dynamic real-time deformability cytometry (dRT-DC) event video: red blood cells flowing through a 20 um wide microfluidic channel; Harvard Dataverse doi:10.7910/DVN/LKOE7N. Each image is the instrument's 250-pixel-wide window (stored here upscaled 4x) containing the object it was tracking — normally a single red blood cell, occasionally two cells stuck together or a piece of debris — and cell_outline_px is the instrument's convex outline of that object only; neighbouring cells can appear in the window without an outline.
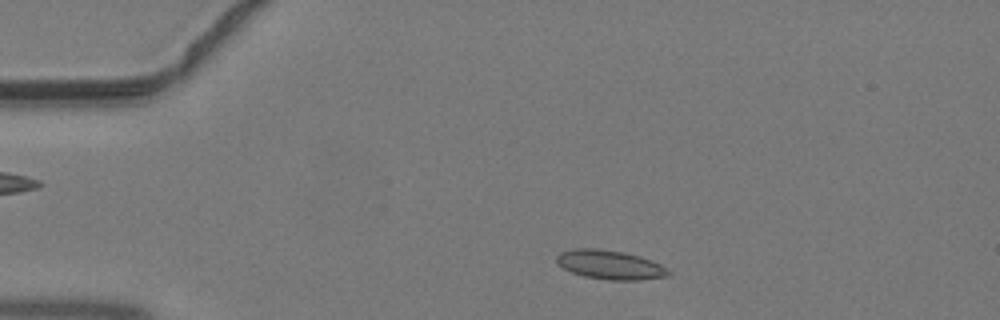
{"species": "common noctule bat (a hibernating species)", "species_latin": "Nyctalus noctula", "temperature_condition": "warm", "stored_images_in_passage": 10, "camera_frame_rate_fps": 3000, "um_per_image_px": 0.085, "animal": {"sex": "male", "body_mass_g": 19.2, "forearm_length_mm": 51.8}, "frame": {"image": 1, "passage_image": 5, "time_ms": 1.333, "image_size_px": [1000, 320], "cell_outline_px": [[672, 272], [668, 276], [640, 280], [608, 280], [584, 276], [572, 272], [564, 268], [556, 260], [556, 256], [560, 252], [576, 248], [596, 248], [624, 252], [640, 256], [652, 260], [668, 268]], "centroid_in_image_um": [51.89, 22.5], "position_along_channel_um": 33.1, "area_um2": 19.02}}